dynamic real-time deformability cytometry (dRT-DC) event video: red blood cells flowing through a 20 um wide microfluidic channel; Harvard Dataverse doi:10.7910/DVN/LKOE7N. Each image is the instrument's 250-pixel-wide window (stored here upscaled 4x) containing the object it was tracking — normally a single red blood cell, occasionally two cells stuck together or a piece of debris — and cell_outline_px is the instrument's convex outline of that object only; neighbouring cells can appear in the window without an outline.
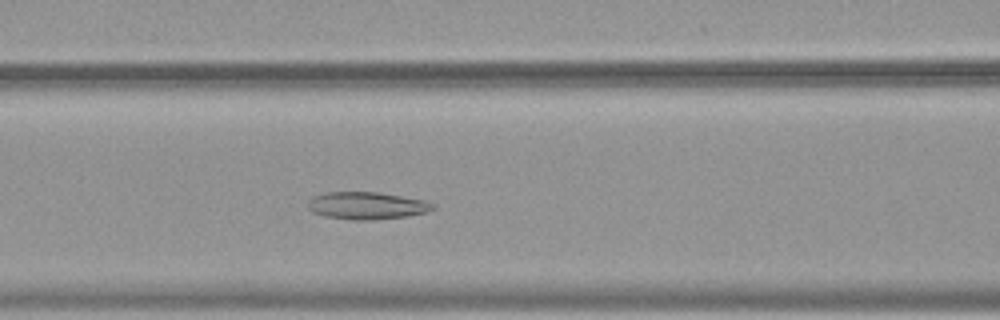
{"species": "common noctule bat (a hibernating species)", "species_latin": "Nyctalus noctula", "temperature_condition": "warm", "stored_images_in_passage": 40, "camera_frame_rate_fps": 3000, "um_per_image_px": 0.085, "animal": {"sex": "female", "body_mass_g": 19.9}, "frame": {"image": 1, "passage_image": 16, "time_ms": 5.0, "image_size_px": [1000, 320], "cell_outline_px": [[436, 208], [428, 212], [408, 216], [372, 220], [352, 220], [324, 216], [312, 212], [308, 208], [308, 200], [312, 196], [324, 192], [380, 192], [424, 200], [432, 204]], "centroid_in_image_um": [31.15, 17.48], "position_along_channel_um": 135.4, "area_um2": 20.11}}
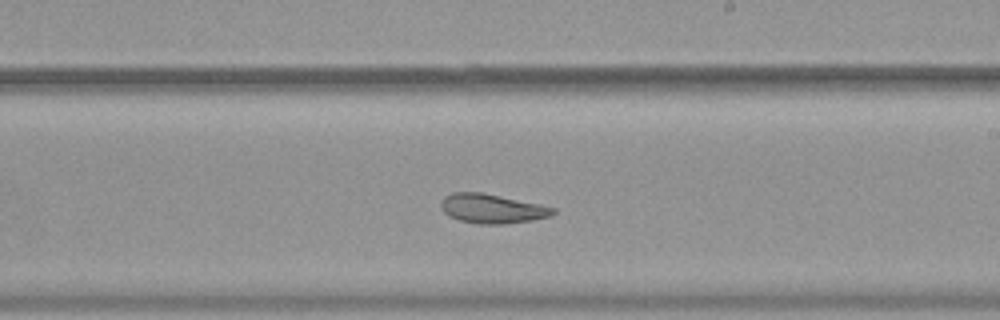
{"frame": {"image": 2, "passage_image": 25, "time_ms": 8.0, "image_size_px": [1000, 320], "cell_outline_px": [[556, 212], [552, 216], [532, 220], [504, 224], [480, 224], [460, 220], [448, 216], [444, 212], [440, 204], [444, 196], [452, 192], [480, 192], [540, 204], [556, 208]], "centroid_in_image_um": [41.83, 17.73], "position_along_channel_um": 247.2, "area_um2": 19.13}}
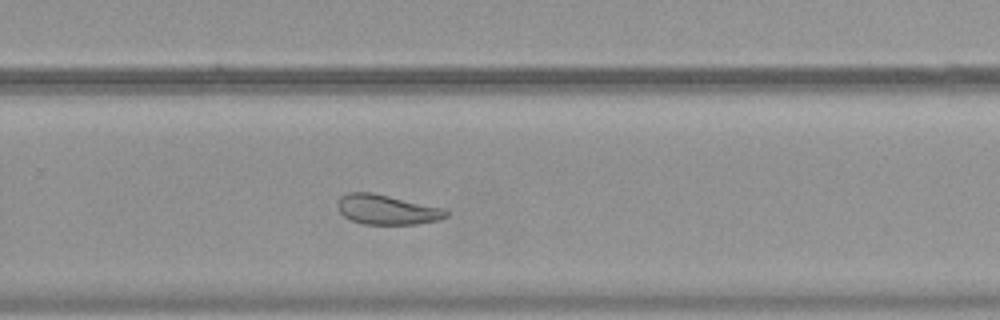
{"frame": {"image": 3, "passage_image": 29, "time_ms": 9.333, "image_size_px": [1000, 320], "cell_outline_px": [[448, 216], [440, 220], [416, 224], [364, 224], [352, 220], [344, 216], [340, 212], [336, 204], [340, 196], [348, 192], [372, 192], [444, 208], [448, 212]], "centroid_in_image_um": [32.88, 17.81], "position_along_channel_um": 296.9, "area_um2": 18.9}, "authors_computed_cell_mechanics": {"area_um2": 21.1837, "velocity_mm_per_s": 3.7412, "shape_relaxation_time_tau1_ms": null, "shape_relaxation_time_tau2_ms": 3.0949, "deformation_change_tau1": null, "deformation_change_tau2": 0.0997}}